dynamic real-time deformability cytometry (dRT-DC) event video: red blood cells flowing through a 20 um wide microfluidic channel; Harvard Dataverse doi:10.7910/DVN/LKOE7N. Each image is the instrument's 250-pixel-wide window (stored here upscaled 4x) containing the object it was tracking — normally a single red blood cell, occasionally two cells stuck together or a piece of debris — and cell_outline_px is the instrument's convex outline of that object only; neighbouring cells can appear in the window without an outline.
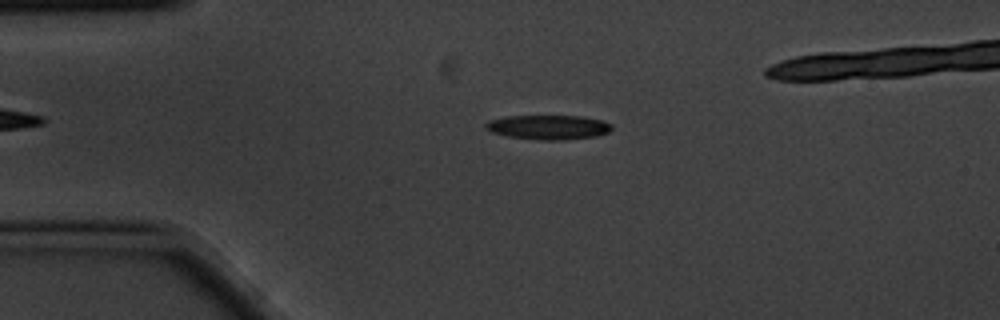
{"species": "common noctule bat (a hibernating species)", "species_latin": "Nyctalus noctula", "temperature_condition": "cold", "stored_images_in_passage": 5, "camera_frame_rate_fps": 3000, "um_per_image_px": 0.085, "animal": {"sex": "male", "body_mass_g": 20.1, "forearm_length_mm": 53.5}, "frame": {"image": 1, "passage_image": 2, "time_ms": 0.333, "image_size_px": [1000, 320], "cell_outline_px": [[612, 128], [608, 132], [596, 136], [564, 140], [540, 140], [508, 136], [492, 132], [484, 128], [484, 124], [488, 120], [508, 116], [580, 116], [604, 120], [612, 124]], "centroid_in_image_um": [46.61, 10.81], "position_along_channel_um": 38.4, "area_um2": 18.03}}